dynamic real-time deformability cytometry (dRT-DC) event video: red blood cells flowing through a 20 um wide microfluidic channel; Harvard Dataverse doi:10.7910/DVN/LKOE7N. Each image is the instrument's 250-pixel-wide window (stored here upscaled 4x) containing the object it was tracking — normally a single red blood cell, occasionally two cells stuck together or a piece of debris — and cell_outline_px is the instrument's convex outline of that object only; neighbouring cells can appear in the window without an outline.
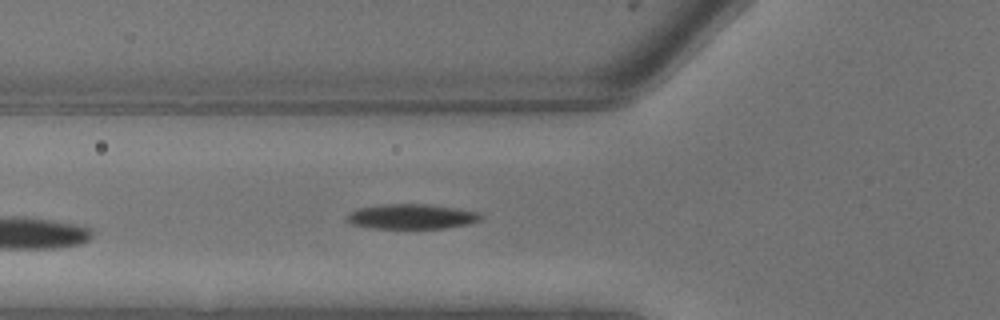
{"species": "common noctule bat (a hibernating species)", "species_latin": "Nyctalus noctula", "temperature_condition": "warm", "stored_images_in_passage": 4, "camera_frame_rate_fps": 3000, "um_per_image_px": 0.085, "animal": {"sex": "male", "body_mass_g": 13.3}, "frame": {"image": 1, "passage_image": 4, "time_ms": 1.0, "image_size_px": [1000, 320], "cell_outline_px": [[484, 216], [480, 220], [472, 224], [448, 228], [372, 228], [352, 224], [344, 220], [348, 212], [356, 208], [376, 204], [432, 204], [460, 208], [480, 212]], "centroid_in_image_um": [35.01, 18.39], "position_along_channel_um": 90.8, "area_um2": 20.11}}